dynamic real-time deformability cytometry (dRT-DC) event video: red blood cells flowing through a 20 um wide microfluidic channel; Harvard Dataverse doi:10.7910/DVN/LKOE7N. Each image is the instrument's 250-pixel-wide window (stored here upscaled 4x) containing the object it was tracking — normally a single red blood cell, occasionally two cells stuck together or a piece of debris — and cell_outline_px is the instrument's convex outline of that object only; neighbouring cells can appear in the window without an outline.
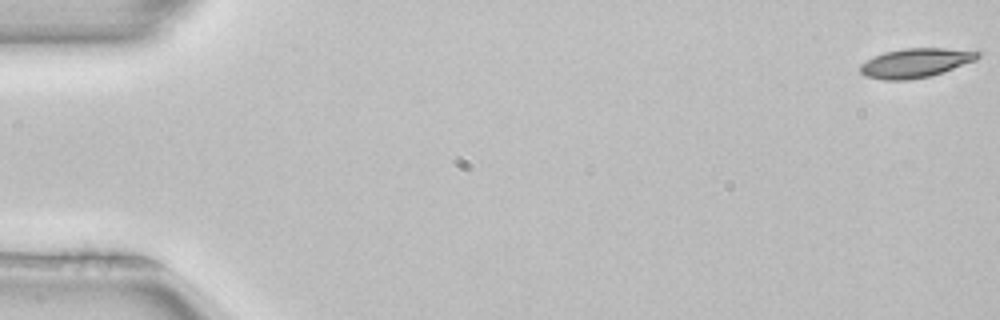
{"species": "common noctule bat (a hibernating species)", "species_latin": "Nyctalus noctula", "temperature_condition": "room temperature", "stored_images_in_passage": 52, "camera_frame_rate_fps": 3000, "um_per_image_px": 0.085, "animal": {"sex": "female", "body_mass_g": 22.7, "forearm_length_mm": 54.2}, "frame": {"image": 1, "passage_image": 1, "time_ms": 0.0, "image_size_px": [1000, 320], "cell_outline_px": [[980, 56], [976, 60], [932, 76], [908, 80], [884, 80], [864, 76], [860, 72], [860, 64], [884, 52], [904, 48], [944, 48], [980, 52]], "centroid_in_image_um": [77.81, 5.36], "position_along_channel_um": 7.2, "area_um2": 19.94}}
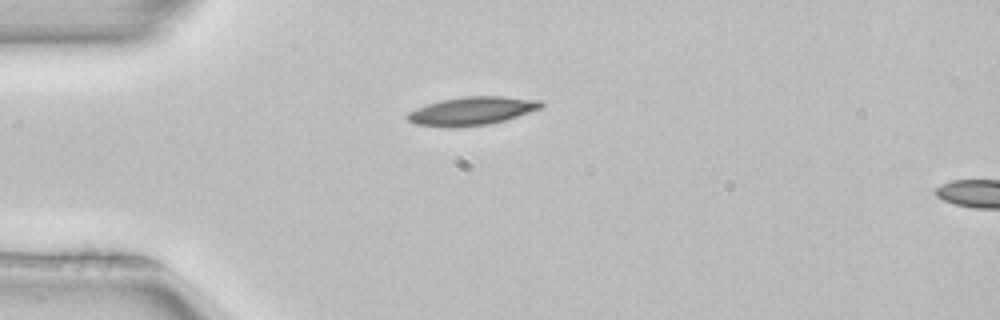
{"frame": {"image": 2, "passage_image": 14, "time_ms": 4.333, "image_size_px": [1000, 320], "cell_outline_px": [[544, 104], [540, 108], [504, 120], [488, 124], [452, 128], [448, 128], [416, 124], [408, 120], [404, 116], [408, 112], [416, 108], [440, 100], [464, 96], [504, 96], [540, 100]], "centroid_in_image_um": [40.06, 9.43], "position_along_channel_um": 44.9, "area_um2": 22.02}}
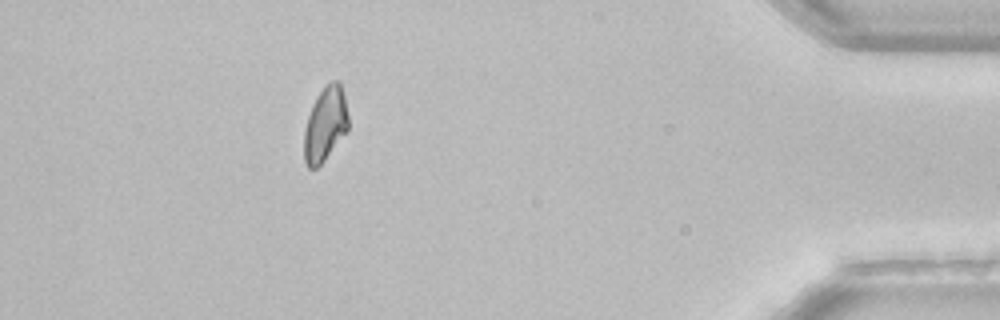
{"frame": {"image": 3, "passage_image": 47, "time_ms": 15.333, "image_size_px": [1000, 320], "cell_outline_px": [[348, 132], [324, 160], [316, 168], [308, 168], [304, 160], [304, 128], [312, 104], [316, 96], [324, 84], [332, 80], [340, 80], [344, 96], [348, 116]], "centroid_in_image_um": [27.65, 10.53], "position_along_channel_um": 407.6, "area_um2": 19.48}, "authors_computed_cell_mechanics": {"area_um2": 19.8832, "velocity_mm_per_s": 3.9733, "shape_relaxation_time_tau1_ms": 3.664, "shape_relaxation_time_tau2_ms": null, "deformation_change_tau1": 0.1002, "deformation_change_tau2": null}}